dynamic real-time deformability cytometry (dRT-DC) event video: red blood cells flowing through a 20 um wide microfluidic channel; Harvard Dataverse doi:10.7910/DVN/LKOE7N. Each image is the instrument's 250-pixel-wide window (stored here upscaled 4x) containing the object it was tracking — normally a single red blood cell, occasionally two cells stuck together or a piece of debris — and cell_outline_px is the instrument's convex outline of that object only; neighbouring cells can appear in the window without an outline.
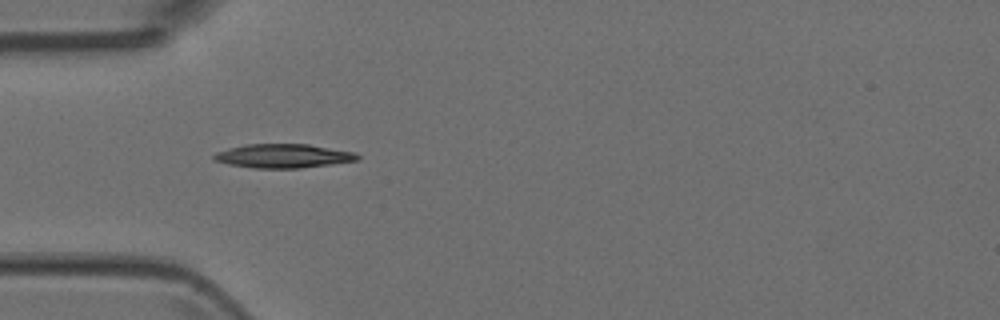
{"species": "Egyptian fruit bat (a non-hibernating species)", "species_latin": "Rousettus aegyptiacus", "temperature_condition": "room temperature", "stored_images_in_passage": 5, "camera_frame_rate_fps": 3000, "um_per_image_px": 0.085, "animal": {"sex": "female"}, "frame": {"image": 1, "passage_image": 5, "time_ms": 1.333, "image_size_px": [1000, 320], "cell_outline_px": [[360, 160], [332, 164], [300, 168], [252, 168], [228, 164], [212, 160], [212, 156], [216, 152], [228, 148], [244, 144], [308, 144], [352, 152], [360, 156]], "centroid_in_image_um": [24.03, 13.26], "position_along_channel_um": 61.0, "area_um2": 20.06}}